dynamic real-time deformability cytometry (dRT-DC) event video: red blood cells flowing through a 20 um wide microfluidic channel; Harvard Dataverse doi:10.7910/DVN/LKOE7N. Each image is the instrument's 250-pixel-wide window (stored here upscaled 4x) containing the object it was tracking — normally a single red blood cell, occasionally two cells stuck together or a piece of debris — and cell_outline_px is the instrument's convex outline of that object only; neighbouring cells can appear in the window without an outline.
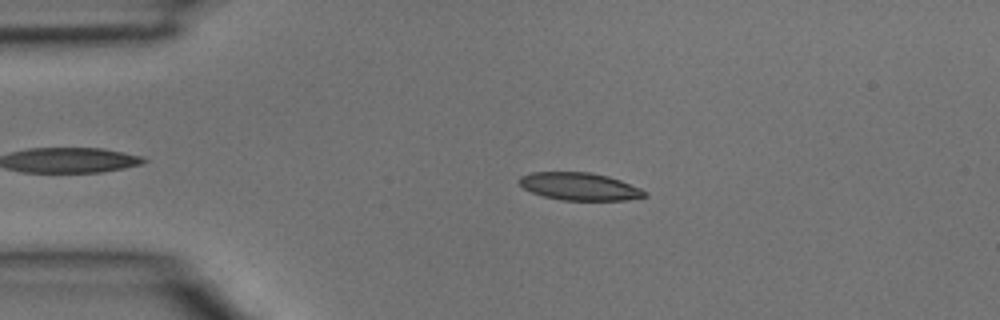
{"species": "common noctule bat (a hibernating species)", "species_latin": "Nyctalus noctula", "temperature_condition": "room temperature", "stored_images_in_passage": 3, "camera_frame_rate_fps": 3000, "um_per_image_px": 0.085, "animal": {"sex": "male", "body_mass_g": 15.6}, "frame": {"image": 1, "passage_image": 1, "time_ms": 0.0, "image_size_px": [1000, 320], "cell_outline_px": [[648, 196], [628, 200], [560, 200], [544, 196], [532, 192], [524, 188], [520, 184], [520, 176], [532, 172], [588, 172], [608, 176], [620, 180], [640, 188], [648, 192]], "centroid_in_image_um": [49.3, 15.85], "position_along_channel_um": 35.7, "area_um2": 20.11}}